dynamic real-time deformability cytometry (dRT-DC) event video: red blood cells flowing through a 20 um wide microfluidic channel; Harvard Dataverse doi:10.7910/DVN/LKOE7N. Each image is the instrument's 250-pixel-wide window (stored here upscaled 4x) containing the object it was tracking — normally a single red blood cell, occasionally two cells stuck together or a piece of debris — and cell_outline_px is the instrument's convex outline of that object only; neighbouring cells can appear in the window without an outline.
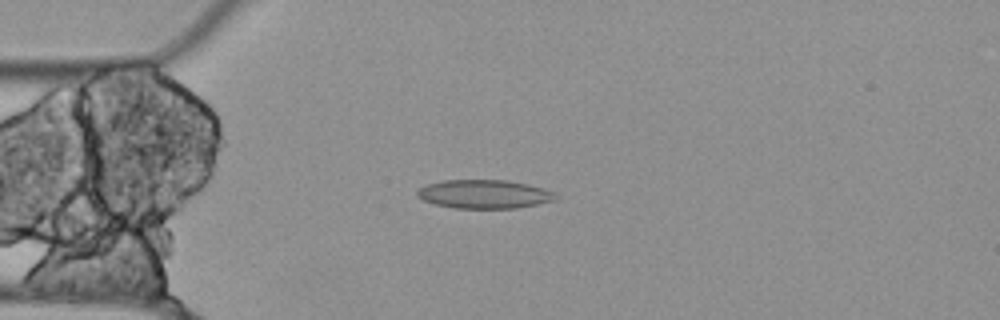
{"species": "Egyptian fruit bat (a non-hibernating species)", "species_latin": "Rousettus aegyptiacus", "temperature_condition": "cold", "stored_images_in_passage": 55, "camera_frame_rate_fps": 3000, "um_per_image_px": 0.085, "animal": {"sex": "female"}, "frame": {"image": 1, "passage_image": 14, "time_ms": 4.333, "image_size_px": [1000, 320], "cell_outline_px": [[556, 200], [516, 208], [456, 208], [436, 204], [424, 200], [416, 196], [416, 192], [420, 188], [428, 184], [440, 180], [508, 180], [528, 184], [544, 188], [556, 192]], "centroid_in_image_um": [41.18, 16.49], "position_along_channel_um": 43.8, "area_um2": 23.12}}
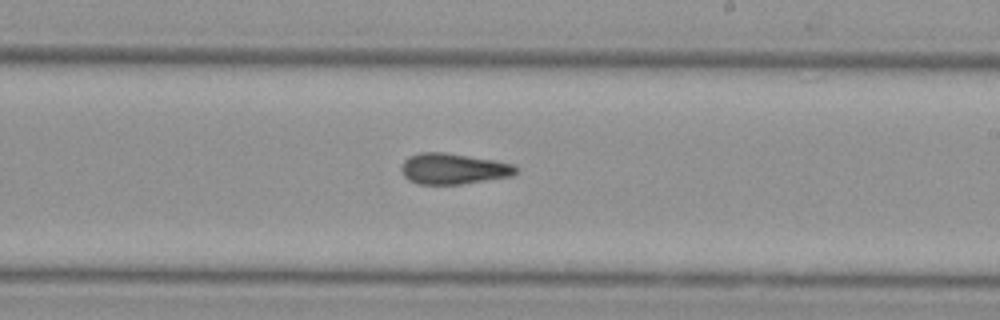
{"frame": {"image": 2, "passage_image": 32, "time_ms": 10.333, "image_size_px": [1000, 320], "cell_outline_px": [[516, 172], [512, 176], [460, 184], [420, 184], [408, 180], [404, 176], [400, 168], [404, 160], [408, 156], [420, 152], [444, 152], [496, 160], [516, 164]], "centroid_in_image_um": [38.52, 14.33], "position_along_channel_um": 250.5, "area_um2": 20.69}}
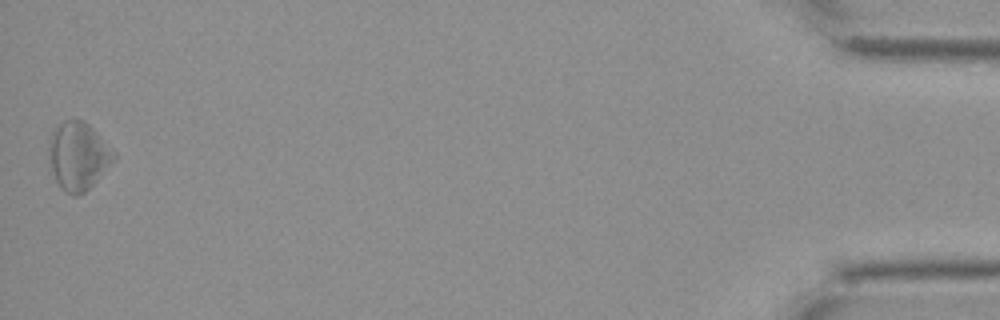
{"frame": {"image": 3, "passage_image": 55, "time_ms": 18.0, "image_size_px": [1000, 320], "cell_outline_px": [[116, 160], [84, 192], [76, 196], [72, 196], [60, 188], [56, 180], [52, 168], [48, 148], [48, 144], [52, 128], [64, 120], [84, 120], [116, 152]], "centroid_in_image_um": [6.65, 13.24], "position_along_channel_um": 428.6, "area_um2": 25.66}, "authors_computed_cell_mechanics": {"area_um2": 21.9062, "velocity_mm_per_s": 3.5371, "shape_relaxation_time_tau1_ms": null, "shape_relaxation_time_tau2_ms": 7.6466, "deformation_change_tau1": null, "deformation_change_tau2": 0.1643}}